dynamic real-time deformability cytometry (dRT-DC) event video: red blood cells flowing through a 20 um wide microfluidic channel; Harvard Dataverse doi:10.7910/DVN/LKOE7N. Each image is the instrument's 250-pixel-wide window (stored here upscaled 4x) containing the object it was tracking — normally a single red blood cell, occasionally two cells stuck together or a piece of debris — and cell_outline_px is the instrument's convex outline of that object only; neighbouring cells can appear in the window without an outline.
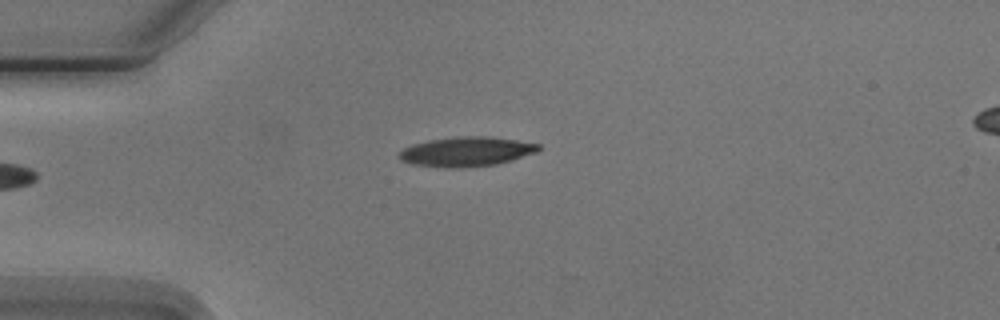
{"species": "Egyptian fruit bat (a non-hibernating species)", "species_latin": "Rousettus aegyptiacus", "temperature_condition": "cold", "stored_images_in_passage": 2, "camera_frame_rate_fps": 3000, "um_per_image_px": 0.085, "animal": {"sex": "male"}, "frame": {"image": 1, "passage_image": 2, "time_ms": 1.0, "image_size_px": [1000, 320], "cell_outline_px": [[540, 148], [536, 152], [512, 160], [496, 164], [464, 168], [444, 168], [412, 164], [400, 160], [396, 152], [412, 144], [428, 140], [456, 136], [492, 136], [540, 144]], "centroid_in_image_um": [39.6, 12.89], "position_along_channel_um": 45.4, "area_um2": 24.33}}